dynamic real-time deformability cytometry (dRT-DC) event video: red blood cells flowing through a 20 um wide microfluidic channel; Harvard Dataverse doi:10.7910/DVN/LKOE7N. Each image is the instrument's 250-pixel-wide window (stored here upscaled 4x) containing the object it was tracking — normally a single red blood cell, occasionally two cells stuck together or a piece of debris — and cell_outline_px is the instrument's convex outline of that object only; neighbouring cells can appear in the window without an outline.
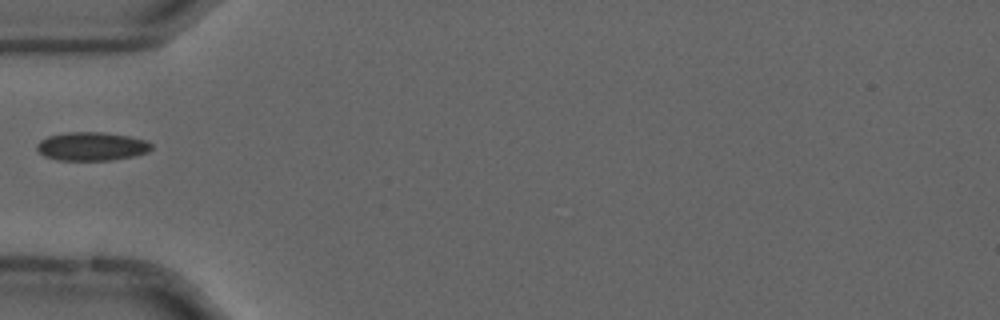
{"species": "common noctule bat (a hibernating species)", "species_latin": "Nyctalus noctula", "temperature_condition": "cold", "stored_images_in_passage": 38, "camera_frame_rate_fps": 3000, "um_per_image_px": 0.085, "animal": {"sex": "male", "forearm_length_mm": 52.5}, "frame": {"image": 1, "passage_image": 1, "time_ms": 0.0, "image_size_px": [1000, 320], "cell_outline_px": [[152, 148], [148, 152], [132, 156], [112, 160], [56, 160], [44, 156], [36, 148], [36, 144], [40, 140], [48, 136], [64, 132], [104, 132], [128, 136], [144, 140], [152, 144]], "centroid_in_image_um": [7.76, 12.44], "position_along_channel_um": 77.2, "area_um2": 19.07}}
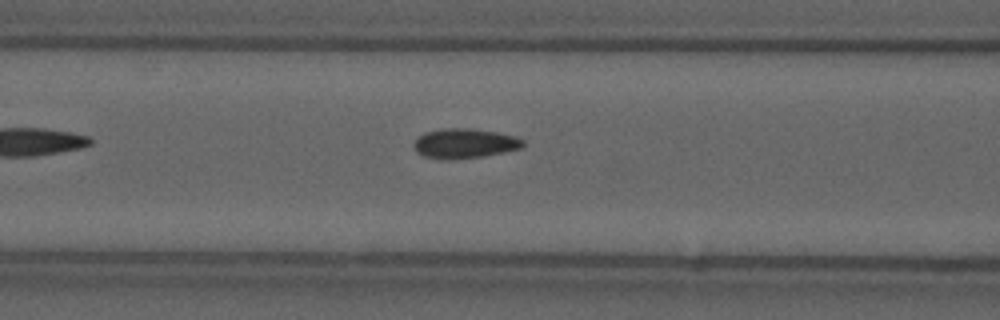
{"frame": {"image": 2, "passage_image": 5, "time_ms": 1.333, "image_size_px": [1000, 320], "cell_outline_px": [[524, 144], [520, 148], [504, 152], [484, 156], [424, 156], [416, 152], [412, 144], [424, 132], [444, 128], [468, 128], [496, 132], [516, 136], [524, 140]], "centroid_in_image_um": [39.53, 12.13], "position_along_channel_um": 127.1, "area_um2": 18.03}}
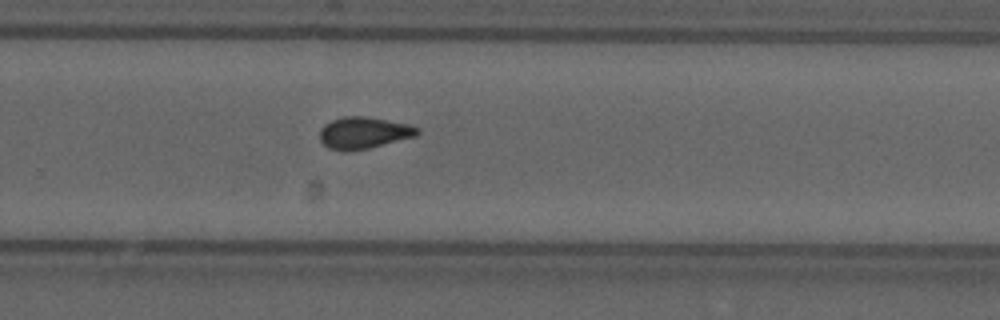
{"frame": {"image": 3, "passage_image": 19, "time_ms": 6.0, "image_size_px": [1000, 320], "cell_outline_px": [[420, 132], [416, 136], [368, 148], [348, 152], [344, 152], [328, 148], [320, 140], [320, 128], [324, 124], [332, 120], [344, 116], [368, 116], [408, 124], [420, 128]], "centroid_in_image_um": [30.9, 11.29], "position_along_channel_um": 298.9, "area_um2": 18.21}}